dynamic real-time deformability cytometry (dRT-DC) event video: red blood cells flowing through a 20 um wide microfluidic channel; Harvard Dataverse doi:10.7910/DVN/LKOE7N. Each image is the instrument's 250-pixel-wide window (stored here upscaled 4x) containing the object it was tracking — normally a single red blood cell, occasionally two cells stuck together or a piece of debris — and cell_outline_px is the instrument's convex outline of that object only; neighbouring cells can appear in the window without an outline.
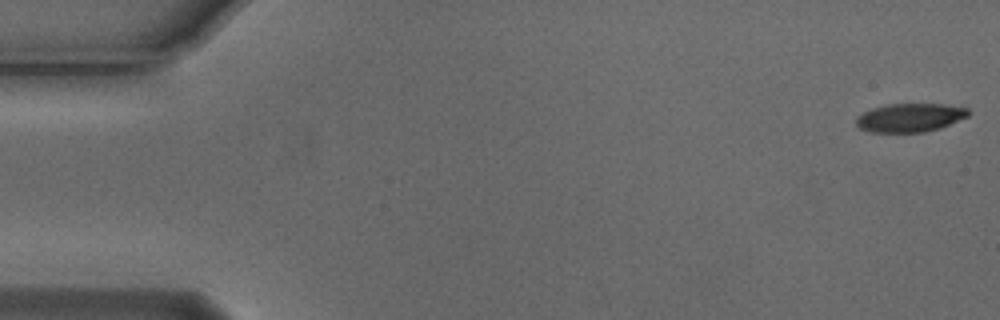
{"species": "Egyptian fruit bat (a non-hibernating species)", "species_latin": "Rousettus aegyptiacus", "temperature_condition": "cold", "stored_images_in_passage": 38, "camera_frame_rate_fps": 3000, "um_per_image_px": 0.085, "animal": {"sex": "male"}, "frame": {"image": 1, "passage_image": 1, "time_ms": 0.0, "image_size_px": [1000, 320], "cell_outline_px": [[972, 112], [968, 116], [940, 128], [924, 132], [872, 132], [860, 128], [856, 124], [856, 116], [872, 108], [888, 104], [944, 104], [968, 108]], "centroid_in_image_um": [77.36, 9.99], "position_along_channel_um": 7.6, "area_um2": 18.67}}
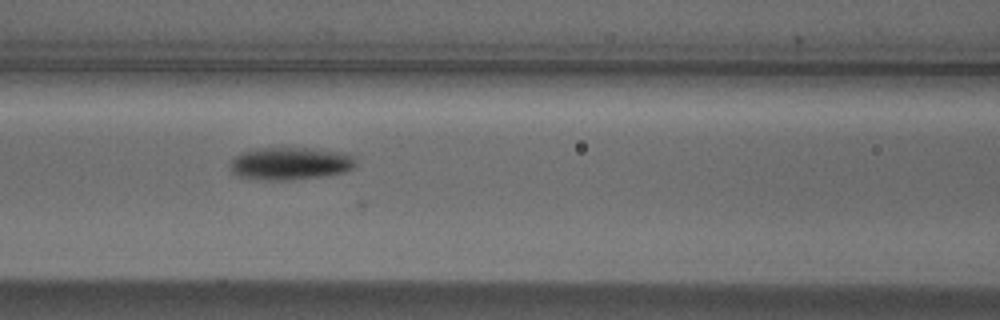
{"frame": {"image": 2, "passage_image": 23, "time_ms": 7.333, "image_size_px": [1000, 320], "cell_outline_px": [[356, 164], [352, 168], [344, 172], [320, 176], [284, 180], [264, 180], [236, 176], [232, 172], [228, 164], [240, 152], [260, 148], [316, 148], [348, 152], [356, 160]], "centroid_in_image_um": [24.67, 13.88], "position_along_channel_um": 141.9, "area_um2": 24.04}}
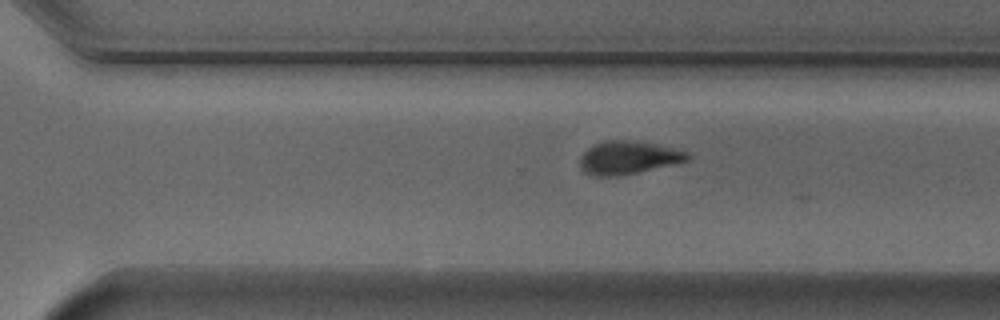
{"frame": {"image": 3, "passage_image": 37, "time_ms": 12.0, "image_size_px": [1000, 320], "cell_outline_px": [[692, 156], [688, 160], [672, 164], [620, 176], [596, 176], [588, 172], [580, 164], [580, 156], [588, 148], [604, 140], [624, 140], [652, 144], [688, 152]], "centroid_in_image_um": [53.39, 13.4], "position_along_channel_um": 317.2, "area_um2": 20.11}}